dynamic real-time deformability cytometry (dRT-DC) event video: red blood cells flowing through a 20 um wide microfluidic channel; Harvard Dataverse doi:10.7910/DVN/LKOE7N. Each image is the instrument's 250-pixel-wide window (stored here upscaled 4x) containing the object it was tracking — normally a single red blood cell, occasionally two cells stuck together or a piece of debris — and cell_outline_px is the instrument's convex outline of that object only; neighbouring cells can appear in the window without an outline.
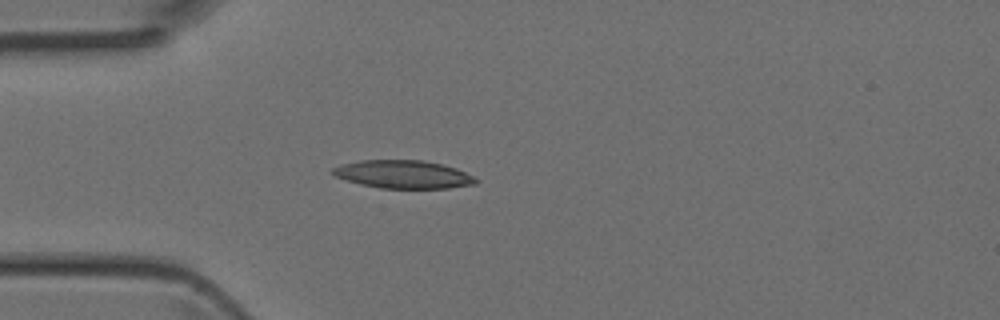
{"species": "Egyptian fruit bat (a non-hibernating species)", "species_latin": "Rousettus aegyptiacus", "temperature_condition": "room temperature", "stored_images_in_passage": 5, "camera_frame_rate_fps": 3000, "um_per_image_px": 0.085, "animal": {"sex": "female"}, "frame": {"image": 1, "passage_image": 5, "time_ms": 1.333, "image_size_px": [1000, 320], "cell_outline_px": [[480, 180], [476, 184], [448, 188], [380, 188], [360, 184], [336, 176], [332, 172], [332, 168], [340, 164], [360, 160], [424, 160], [456, 168]], "centroid_in_image_um": [34.28, 14.82], "position_along_channel_um": 50.7, "area_um2": 23.29}}